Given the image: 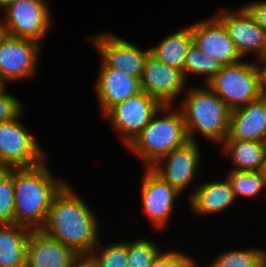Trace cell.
Listing matches in <instances>:
<instances>
[{
	"mask_svg": "<svg viewBox=\"0 0 266 267\" xmlns=\"http://www.w3.org/2000/svg\"><path fill=\"white\" fill-rule=\"evenodd\" d=\"M66 183L54 196L41 231L77 254L91 253L99 242V220Z\"/></svg>",
	"mask_w": 266,
	"mask_h": 267,
	"instance_id": "1",
	"label": "cell"
},
{
	"mask_svg": "<svg viewBox=\"0 0 266 267\" xmlns=\"http://www.w3.org/2000/svg\"><path fill=\"white\" fill-rule=\"evenodd\" d=\"M46 160L29 168H13L15 224L39 230L54 196L67 183L53 176Z\"/></svg>",
	"mask_w": 266,
	"mask_h": 267,
	"instance_id": "2",
	"label": "cell"
},
{
	"mask_svg": "<svg viewBox=\"0 0 266 267\" xmlns=\"http://www.w3.org/2000/svg\"><path fill=\"white\" fill-rule=\"evenodd\" d=\"M178 108L181 110L189 141L197 142L196 132L220 145L228 136L231 110L206 85L191 87Z\"/></svg>",
	"mask_w": 266,
	"mask_h": 267,
	"instance_id": "3",
	"label": "cell"
},
{
	"mask_svg": "<svg viewBox=\"0 0 266 267\" xmlns=\"http://www.w3.org/2000/svg\"><path fill=\"white\" fill-rule=\"evenodd\" d=\"M159 113H163L161 117ZM188 141L181 110L173 105H163L127 147L143 161L144 167L150 168L161 157Z\"/></svg>",
	"mask_w": 266,
	"mask_h": 267,
	"instance_id": "4",
	"label": "cell"
},
{
	"mask_svg": "<svg viewBox=\"0 0 266 267\" xmlns=\"http://www.w3.org/2000/svg\"><path fill=\"white\" fill-rule=\"evenodd\" d=\"M207 86L230 110L247 105L261 97L255 62L241 61L222 66Z\"/></svg>",
	"mask_w": 266,
	"mask_h": 267,
	"instance_id": "5",
	"label": "cell"
},
{
	"mask_svg": "<svg viewBox=\"0 0 266 267\" xmlns=\"http://www.w3.org/2000/svg\"><path fill=\"white\" fill-rule=\"evenodd\" d=\"M21 115L0 122V168L34 167L47 158L35 136L19 122Z\"/></svg>",
	"mask_w": 266,
	"mask_h": 267,
	"instance_id": "6",
	"label": "cell"
},
{
	"mask_svg": "<svg viewBox=\"0 0 266 267\" xmlns=\"http://www.w3.org/2000/svg\"><path fill=\"white\" fill-rule=\"evenodd\" d=\"M2 20L7 35L27 38L39 43L52 24V14L46 0H16L7 5Z\"/></svg>",
	"mask_w": 266,
	"mask_h": 267,
	"instance_id": "7",
	"label": "cell"
},
{
	"mask_svg": "<svg viewBox=\"0 0 266 267\" xmlns=\"http://www.w3.org/2000/svg\"><path fill=\"white\" fill-rule=\"evenodd\" d=\"M162 105L143 90L112 106L103 116L119 132L126 147L150 122Z\"/></svg>",
	"mask_w": 266,
	"mask_h": 267,
	"instance_id": "8",
	"label": "cell"
},
{
	"mask_svg": "<svg viewBox=\"0 0 266 267\" xmlns=\"http://www.w3.org/2000/svg\"><path fill=\"white\" fill-rule=\"evenodd\" d=\"M41 44L35 40L6 35L0 43V81L28 80L38 73Z\"/></svg>",
	"mask_w": 266,
	"mask_h": 267,
	"instance_id": "9",
	"label": "cell"
},
{
	"mask_svg": "<svg viewBox=\"0 0 266 267\" xmlns=\"http://www.w3.org/2000/svg\"><path fill=\"white\" fill-rule=\"evenodd\" d=\"M100 53L102 63L140 80L144 64L150 54V47L140 49L131 42L112 32H103L88 39Z\"/></svg>",
	"mask_w": 266,
	"mask_h": 267,
	"instance_id": "10",
	"label": "cell"
},
{
	"mask_svg": "<svg viewBox=\"0 0 266 267\" xmlns=\"http://www.w3.org/2000/svg\"><path fill=\"white\" fill-rule=\"evenodd\" d=\"M229 12L222 8L214 16L224 25L241 58L252 53L257 59L265 57L266 32L243 6L234 13Z\"/></svg>",
	"mask_w": 266,
	"mask_h": 267,
	"instance_id": "11",
	"label": "cell"
},
{
	"mask_svg": "<svg viewBox=\"0 0 266 267\" xmlns=\"http://www.w3.org/2000/svg\"><path fill=\"white\" fill-rule=\"evenodd\" d=\"M198 142L188 141L184 146L173 149L161 157L150 168L178 192L189 188L200 168Z\"/></svg>",
	"mask_w": 266,
	"mask_h": 267,
	"instance_id": "12",
	"label": "cell"
},
{
	"mask_svg": "<svg viewBox=\"0 0 266 267\" xmlns=\"http://www.w3.org/2000/svg\"><path fill=\"white\" fill-rule=\"evenodd\" d=\"M140 193L146 217L148 216L155 229H164L170 221L176 199L181 193L151 168H145Z\"/></svg>",
	"mask_w": 266,
	"mask_h": 267,
	"instance_id": "13",
	"label": "cell"
},
{
	"mask_svg": "<svg viewBox=\"0 0 266 267\" xmlns=\"http://www.w3.org/2000/svg\"><path fill=\"white\" fill-rule=\"evenodd\" d=\"M186 84L181 70L161 63L149 54L140 77L141 90L151 95L162 106H174V101L184 88L186 89Z\"/></svg>",
	"mask_w": 266,
	"mask_h": 267,
	"instance_id": "14",
	"label": "cell"
},
{
	"mask_svg": "<svg viewBox=\"0 0 266 267\" xmlns=\"http://www.w3.org/2000/svg\"><path fill=\"white\" fill-rule=\"evenodd\" d=\"M189 26L193 44L222 66L242 61L224 25L215 16L198 20Z\"/></svg>",
	"mask_w": 266,
	"mask_h": 267,
	"instance_id": "15",
	"label": "cell"
},
{
	"mask_svg": "<svg viewBox=\"0 0 266 267\" xmlns=\"http://www.w3.org/2000/svg\"><path fill=\"white\" fill-rule=\"evenodd\" d=\"M95 92L104 115L112 106L141 91L140 80L100 64Z\"/></svg>",
	"mask_w": 266,
	"mask_h": 267,
	"instance_id": "16",
	"label": "cell"
},
{
	"mask_svg": "<svg viewBox=\"0 0 266 267\" xmlns=\"http://www.w3.org/2000/svg\"><path fill=\"white\" fill-rule=\"evenodd\" d=\"M226 139L266 142V98L231 110Z\"/></svg>",
	"mask_w": 266,
	"mask_h": 267,
	"instance_id": "17",
	"label": "cell"
},
{
	"mask_svg": "<svg viewBox=\"0 0 266 267\" xmlns=\"http://www.w3.org/2000/svg\"><path fill=\"white\" fill-rule=\"evenodd\" d=\"M76 252L39 230H31L26 267H68Z\"/></svg>",
	"mask_w": 266,
	"mask_h": 267,
	"instance_id": "18",
	"label": "cell"
},
{
	"mask_svg": "<svg viewBox=\"0 0 266 267\" xmlns=\"http://www.w3.org/2000/svg\"><path fill=\"white\" fill-rule=\"evenodd\" d=\"M193 192L189 194V205L196 215H212L224 211L233 203H236V197L229 181L203 182L194 186Z\"/></svg>",
	"mask_w": 266,
	"mask_h": 267,
	"instance_id": "19",
	"label": "cell"
},
{
	"mask_svg": "<svg viewBox=\"0 0 266 267\" xmlns=\"http://www.w3.org/2000/svg\"><path fill=\"white\" fill-rule=\"evenodd\" d=\"M30 228L0 224V267H26Z\"/></svg>",
	"mask_w": 266,
	"mask_h": 267,
	"instance_id": "20",
	"label": "cell"
},
{
	"mask_svg": "<svg viewBox=\"0 0 266 267\" xmlns=\"http://www.w3.org/2000/svg\"><path fill=\"white\" fill-rule=\"evenodd\" d=\"M222 152L230 155L233 170L259 171L263 155L266 150V142L225 139L221 144Z\"/></svg>",
	"mask_w": 266,
	"mask_h": 267,
	"instance_id": "21",
	"label": "cell"
},
{
	"mask_svg": "<svg viewBox=\"0 0 266 267\" xmlns=\"http://www.w3.org/2000/svg\"><path fill=\"white\" fill-rule=\"evenodd\" d=\"M192 43V32L188 25L151 47L150 54L161 63L183 71L185 56Z\"/></svg>",
	"mask_w": 266,
	"mask_h": 267,
	"instance_id": "22",
	"label": "cell"
},
{
	"mask_svg": "<svg viewBox=\"0 0 266 267\" xmlns=\"http://www.w3.org/2000/svg\"><path fill=\"white\" fill-rule=\"evenodd\" d=\"M222 68V65L214 58L205 54L193 43L191 44L183 64V75L187 79L190 74L205 76V85L216 76Z\"/></svg>",
	"mask_w": 266,
	"mask_h": 267,
	"instance_id": "23",
	"label": "cell"
},
{
	"mask_svg": "<svg viewBox=\"0 0 266 267\" xmlns=\"http://www.w3.org/2000/svg\"><path fill=\"white\" fill-rule=\"evenodd\" d=\"M236 199L239 197L251 198L257 196L264 188L266 182L259 171H236L231 169L226 174Z\"/></svg>",
	"mask_w": 266,
	"mask_h": 267,
	"instance_id": "24",
	"label": "cell"
},
{
	"mask_svg": "<svg viewBox=\"0 0 266 267\" xmlns=\"http://www.w3.org/2000/svg\"><path fill=\"white\" fill-rule=\"evenodd\" d=\"M216 256L208 267H256L262 262V249H233Z\"/></svg>",
	"mask_w": 266,
	"mask_h": 267,
	"instance_id": "25",
	"label": "cell"
},
{
	"mask_svg": "<svg viewBox=\"0 0 266 267\" xmlns=\"http://www.w3.org/2000/svg\"><path fill=\"white\" fill-rule=\"evenodd\" d=\"M161 252L159 246L147 238L127 241V267H150Z\"/></svg>",
	"mask_w": 266,
	"mask_h": 267,
	"instance_id": "26",
	"label": "cell"
},
{
	"mask_svg": "<svg viewBox=\"0 0 266 267\" xmlns=\"http://www.w3.org/2000/svg\"><path fill=\"white\" fill-rule=\"evenodd\" d=\"M100 244L99 240L91 252L98 267H127V241Z\"/></svg>",
	"mask_w": 266,
	"mask_h": 267,
	"instance_id": "27",
	"label": "cell"
},
{
	"mask_svg": "<svg viewBox=\"0 0 266 267\" xmlns=\"http://www.w3.org/2000/svg\"><path fill=\"white\" fill-rule=\"evenodd\" d=\"M0 224H15L13 169L0 168Z\"/></svg>",
	"mask_w": 266,
	"mask_h": 267,
	"instance_id": "28",
	"label": "cell"
},
{
	"mask_svg": "<svg viewBox=\"0 0 266 267\" xmlns=\"http://www.w3.org/2000/svg\"><path fill=\"white\" fill-rule=\"evenodd\" d=\"M7 86L0 89V122L16 119L22 112V102L15 96L9 94Z\"/></svg>",
	"mask_w": 266,
	"mask_h": 267,
	"instance_id": "29",
	"label": "cell"
},
{
	"mask_svg": "<svg viewBox=\"0 0 266 267\" xmlns=\"http://www.w3.org/2000/svg\"><path fill=\"white\" fill-rule=\"evenodd\" d=\"M195 259L178 250L161 252L150 267H189Z\"/></svg>",
	"mask_w": 266,
	"mask_h": 267,
	"instance_id": "30",
	"label": "cell"
},
{
	"mask_svg": "<svg viewBox=\"0 0 266 267\" xmlns=\"http://www.w3.org/2000/svg\"><path fill=\"white\" fill-rule=\"evenodd\" d=\"M254 21L266 32V0L247 3L243 6Z\"/></svg>",
	"mask_w": 266,
	"mask_h": 267,
	"instance_id": "31",
	"label": "cell"
},
{
	"mask_svg": "<svg viewBox=\"0 0 266 267\" xmlns=\"http://www.w3.org/2000/svg\"><path fill=\"white\" fill-rule=\"evenodd\" d=\"M68 267H98L91 253H80L72 259Z\"/></svg>",
	"mask_w": 266,
	"mask_h": 267,
	"instance_id": "32",
	"label": "cell"
},
{
	"mask_svg": "<svg viewBox=\"0 0 266 267\" xmlns=\"http://www.w3.org/2000/svg\"><path fill=\"white\" fill-rule=\"evenodd\" d=\"M256 60L257 62L255 61V64L259 76L260 94L261 97L266 98V56ZM258 62H260L261 65Z\"/></svg>",
	"mask_w": 266,
	"mask_h": 267,
	"instance_id": "33",
	"label": "cell"
},
{
	"mask_svg": "<svg viewBox=\"0 0 266 267\" xmlns=\"http://www.w3.org/2000/svg\"><path fill=\"white\" fill-rule=\"evenodd\" d=\"M259 172L261 173V175L263 176V178L265 179V182H266V150H265L264 155H263V161H262Z\"/></svg>",
	"mask_w": 266,
	"mask_h": 267,
	"instance_id": "34",
	"label": "cell"
},
{
	"mask_svg": "<svg viewBox=\"0 0 266 267\" xmlns=\"http://www.w3.org/2000/svg\"><path fill=\"white\" fill-rule=\"evenodd\" d=\"M6 35H7L6 28L3 22L0 20V43L5 38Z\"/></svg>",
	"mask_w": 266,
	"mask_h": 267,
	"instance_id": "35",
	"label": "cell"
},
{
	"mask_svg": "<svg viewBox=\"0 0 266 267\" xmlns=\"http://www.w3.org/2000/svg\"><path fill=\"white\" fill-rule=\"evenodd\" d=\"M16 0H0V9H4L7 5L15 2Z\"/></svg>",
	"mask_w": 266,
	"mask_h": 267,
	"instance_id": "36",
	"label": "cell"
},
{
	"mask_svg": "<svg viewBox=\"0 0 266 267\" xmlns=\"http://www.w3.org/2000/svg\"><path fill=\"white\" fill-rule=\"evenodd\" d=\"M262 262L266 265V251L262 249Z\"/></svg>",
	"mask_w": 266,
	"mask_h": 267,
	"instance_id": "37",
	"label": "cell"
},
{
	"mask_svg": "<svg viewBox=\"0 0 266 267\" xmlns=\"http://www.w3.org/2000/svg\"><path fill=\"white\" fill-rule=\"evenodd\" d=\"M208 267V265H206ZM189 267H198L196 261L194 260Z\"/></svg>",
	"mask_w": 266,
	"mask_h": 267,
	"instance_id": "38",
	"label": "cell"
},
{
	"mask_svg": "<svg viewBox=\"0 0 266 267\" xmlns=\"http://www.w3.org/2000/svg\"><path fill=\"white\" fill-rule=\"evenodd\" d=\"M256 267H266V265L263 262H261Z\"/></svg>",
	"mask_w": 266,
	"mask_h": 267,
	"instance_id": "39",
	"label": "cell"
},
{
	"mask_svg": "<svg viewBox=\"0 0 266 267\" xmlns=\"http://www.w3.org/2000/svg\"><path fill=\"white\" fill-rule=\"evenodd\" d=\"M3 86H4L3 83L0 81V89H1Z\"/></svg>",
	"mask_w": 266,
	"mask_h": 267,
	"instance_id": "40",
	"label": "cell"
}]
</instances>
